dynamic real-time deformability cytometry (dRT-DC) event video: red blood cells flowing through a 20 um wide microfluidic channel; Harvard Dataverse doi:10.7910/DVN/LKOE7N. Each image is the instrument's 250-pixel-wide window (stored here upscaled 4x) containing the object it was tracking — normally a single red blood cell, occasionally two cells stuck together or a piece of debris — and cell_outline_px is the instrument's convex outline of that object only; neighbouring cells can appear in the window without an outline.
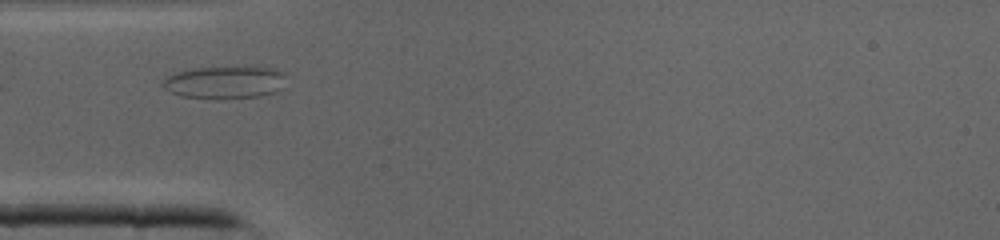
{"species": "common noctule bat (a hibernating species)", "species_latin": "Nyctalus noctula", "temperature_condition": "cold", "stored_images_in_passage": 3, "camera_frame_rate_fps": 3000, "um_per_image_px": 0.085, "animal": {"sex": "male", "body_mass_g": 19.0, "forearm_length_mm": 50.8}, "frame": {"image": 1, "passage_image": 1, "time_ms": 0.0, "image_size_px": [1000, 240], "cell_outline_px": [[284, 76], [280, 88], [276, 92], [260, 96], [220, 100], [180, 96], [164, 88], [160, 84], [168, 76], [176, 72], [196, 68], [252, 64], [272, 68], [284, 72]], "centroid_in_image_um": [19.13, 6.97], "position_along_channel_um": 65.9, "area_um2": 24.28}}